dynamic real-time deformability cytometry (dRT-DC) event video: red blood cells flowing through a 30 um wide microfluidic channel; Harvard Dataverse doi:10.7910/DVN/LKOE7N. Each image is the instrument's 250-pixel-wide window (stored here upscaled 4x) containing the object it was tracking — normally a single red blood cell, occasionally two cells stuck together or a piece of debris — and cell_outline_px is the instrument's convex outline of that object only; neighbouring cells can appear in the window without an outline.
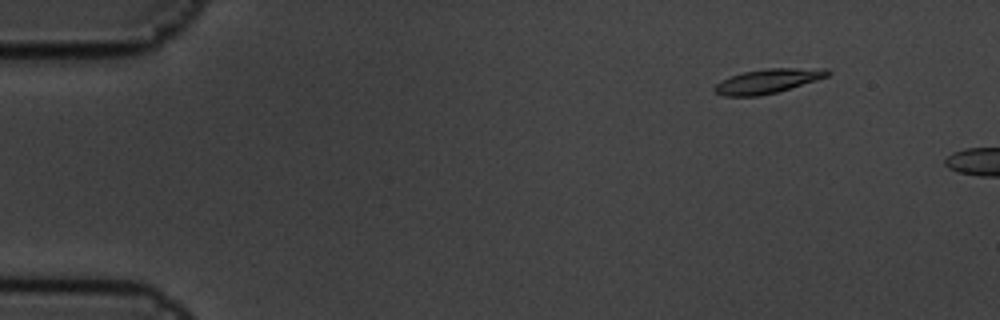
{"species": "common noctule bat (a hibernating species)", "species_latin": "Nyctalus noctula", "temperature_condition": "cold", "stored_images_in_passage": 4, "camera_frame_rate_fps": 3000, "um_per_image_px": 0.085, "animal": {"sex": "male", "body_mass_g": 19.5, "forearm_length_mm": 54.6}, "frame": {"image": 1, "passage_image": 2, "time_ms": 0.333, "image_size_px": [1000, 320], "cell_outline_px": [[832, 72], [828, 76], [816, 80], [776, 92], [760, 96], [724, 96], [716, 92], [712, 88], [716, 84], [732, 76], [744, 72], [764, 68], [828, 68]], "centroid_in_image_um": [65.29, 6.88], "position_along_channel_um": 19.7, "area_um2": 15.9}}